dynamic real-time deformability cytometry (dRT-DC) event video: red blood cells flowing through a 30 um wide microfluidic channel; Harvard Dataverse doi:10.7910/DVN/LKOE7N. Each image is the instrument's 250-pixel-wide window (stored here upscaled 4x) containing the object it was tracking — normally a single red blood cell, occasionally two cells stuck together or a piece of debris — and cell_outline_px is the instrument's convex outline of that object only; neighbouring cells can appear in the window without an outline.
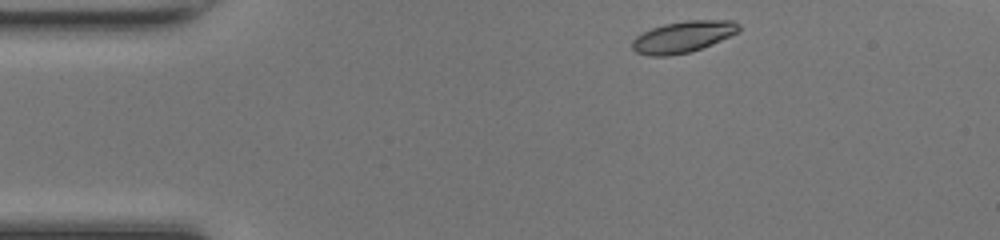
{"species": "common noctule bat (a hibernating species)", "species_latin": "Nyctalus noctula", "temperature_condition": "room temperature", "stored_images_in_passage": 40, "camera_frame_rate_fps": 3000, "um_per_image_px": 0.085, "animal": {"sex": "female", "body_mass_g": 17.0, "forearm_length_mm": 48.0}, "frame": {"image": 1, "passage_image": 1, "time_ms": 0.0, "image_size_px": [1000, 240], "cell_outline_px": [[740, 32], [712, 44], [688, 52], [668, 56], [648, 56], [636, 52], [632, 48], [632, 40], [636, 36], [652, 28], [664, 24], [688, 20], [732, 20], [740, 24]], "centroid_in_image_um": [58.07, 3.12], "position_along_channel_um": 26.9, "area_um2": 19.54}}
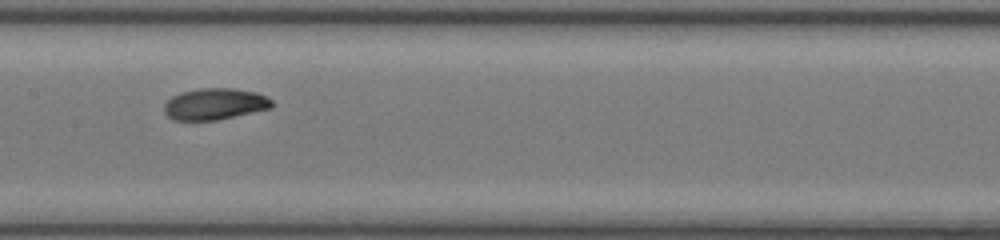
{"frame": {"image": 2, "passage_image": 17, "time_ms": 5.333, "image_size_px": [1000, 240], "cell_outline_px": [[272, 108], [216, 120], [172, 120], [164, 112], [164, 104], [172, 96], [180, 92], [200, 88], [232, 88], [256, 92], [272, 100]], "centroid_in_image_um": [18.23, 8.84], "position_along_channel_um": 189.2, "area_um2": 19.71}}
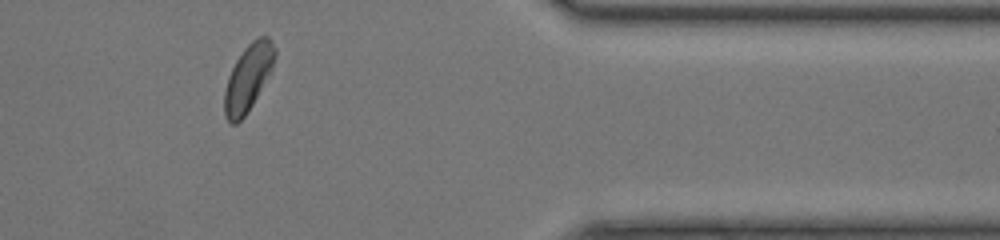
{"frame": {"image": 3, "passage_image": 33, "time_ms": 10.667, "image_size_px": [1000, 240], "cell_outline_px": [[276, 56], [272, 68], [252, 104], [244, 116], [236, 124], [228, 124], [224, 116], [224, 92], [228, 76], [236, 60], [244, 48], [252, 40], [260, 36], [268, 36], [272, 40], [276, 48]], "centroid_in_image_um": [21.08, 6.6], "position_along_channel_um": 390.3, "area_um2": 19.48}, "authors_computed_cell_mechanics": {"area_um2": 19.6809, "velocity_mm_per_s": 4.2463, "shape_relaxation_time_tau1_ms": 4.4254, "shape_relaxation_time_tau2_ms": 6.9722, "deformation_change_tau1": 0.1464, "deformation_change_tau2": 0.1079}}